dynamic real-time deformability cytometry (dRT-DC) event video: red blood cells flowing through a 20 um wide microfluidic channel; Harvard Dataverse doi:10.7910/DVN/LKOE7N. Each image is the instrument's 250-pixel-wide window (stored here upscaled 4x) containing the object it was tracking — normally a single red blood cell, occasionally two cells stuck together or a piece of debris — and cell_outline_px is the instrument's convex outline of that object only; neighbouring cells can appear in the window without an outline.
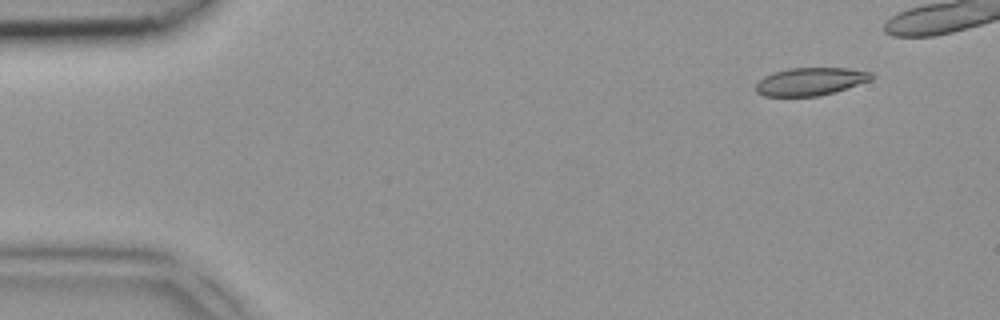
{"species": "common noctule bat (a hibernating species)", "species_latin": "Nyctalus noctula", "temperature_condition": "room temperature", "stored_images_in_passage": 2, "segment_of_instrument_passage": [2, 2], "camera_frame_rate_fps": 3000, "um_per_image_px": 0.085, "animal": {"sex": "female", "body_mass_g": 18.4}, "frame": {"image": 1, "passage_image": 2, "time_ms": 0.333, "image_size_px": [1000, 320], "cell_outline_px": [[876, 76], [872, 80], [836, 92], [816, 96], [764, 96], [756, 92], [756, 84], [764, 76], [772, 72], [788, 68], [848, 68], [872, 72]], "centroid_in_image_um": [68.92, 6.92], "position_along_channel_um": 16.1, "area_um2": 18.96}}